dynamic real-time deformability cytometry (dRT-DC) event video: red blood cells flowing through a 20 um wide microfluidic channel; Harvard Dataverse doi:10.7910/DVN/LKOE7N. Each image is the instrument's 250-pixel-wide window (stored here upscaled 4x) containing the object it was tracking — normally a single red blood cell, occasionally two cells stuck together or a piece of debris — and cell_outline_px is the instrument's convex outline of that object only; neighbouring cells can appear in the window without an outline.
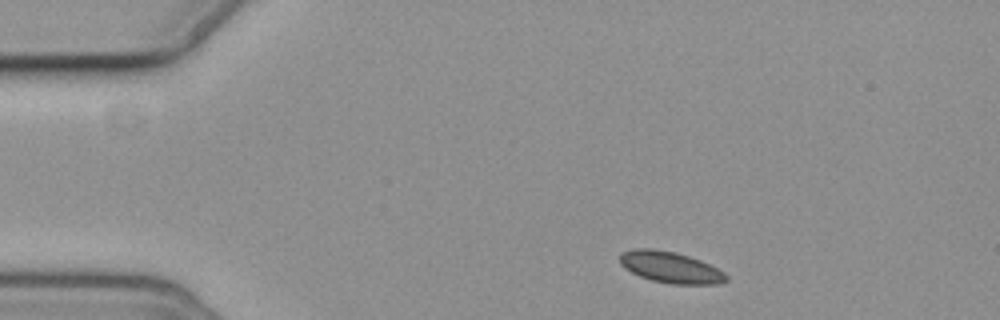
{"species": "common noctule bat (a hibernating species)", "species_latin": "Nyctalus noctula", "temperature_condition": "cold", "stored_images_in_passage": 4, "camera_frame_rate_fps": 3000, "um_per_image_px": 0.085, "animal": {"sex": "female", "body_mass_g": 19.3, "forearm_length_mm": 54.1}, "frame": {"image": 1, "passage_image": 1, "time_ms": 0.0, "image_size_px": [1000, 320], "cell_outline_px": [[728, 280], [720, 284], [672, 284], [652, 280], [640, 276], [624, 268], [620, 264], [620, 252], [632, 248], [652, 248], [676, 252], [700, 260], [724, 272], [728, 276]], "centroid_in_image_um": [56.97, 22.71], "position_along_channel_um": 28.0, "area_um2": 19.48}}